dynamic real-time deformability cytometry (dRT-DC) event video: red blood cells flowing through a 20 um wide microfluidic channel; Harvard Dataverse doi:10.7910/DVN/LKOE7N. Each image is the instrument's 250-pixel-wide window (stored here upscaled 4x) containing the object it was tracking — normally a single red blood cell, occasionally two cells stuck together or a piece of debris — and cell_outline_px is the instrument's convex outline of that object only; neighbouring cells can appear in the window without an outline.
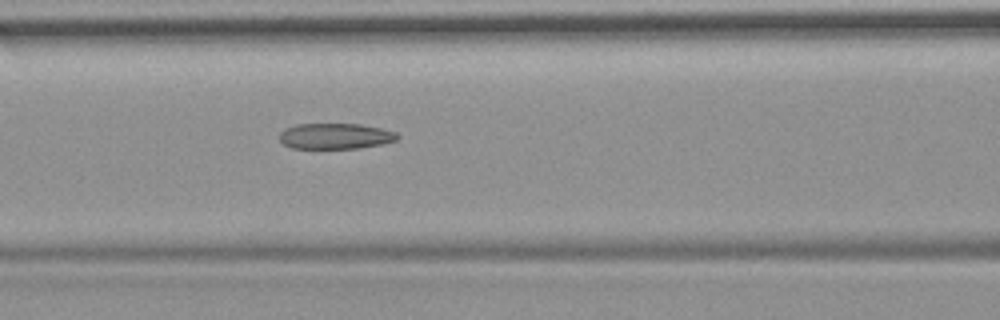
{"species": "common noctule bat (a hibernating species)", "species_latin": "Nyctalus noctula", "temperature_condition": "room temperature", "stored_images_in_passage": 7, "camera_frame_rate_fps": 3000, "um_per_image_px": 0.085, "animal": {"sex": "female", "body_mass_g": 19.9}, "frame": {"image": 1, "passage_image": 7, "time_ms": 7.0, "image_size_px": [1000, 320], "cell_outline_px": [[400, 136], [396, 140], [380, 144], [360, 148], [292, 148], [284, 144], [280, 140], [280, 132], [284, 128], [296, 124], [360, 124], [380, 128], [396, 132]], "centroid_in_image_um": [28.49, 11.56], "position_along_channel_um": 138.1, "area_um2": 17.63}}